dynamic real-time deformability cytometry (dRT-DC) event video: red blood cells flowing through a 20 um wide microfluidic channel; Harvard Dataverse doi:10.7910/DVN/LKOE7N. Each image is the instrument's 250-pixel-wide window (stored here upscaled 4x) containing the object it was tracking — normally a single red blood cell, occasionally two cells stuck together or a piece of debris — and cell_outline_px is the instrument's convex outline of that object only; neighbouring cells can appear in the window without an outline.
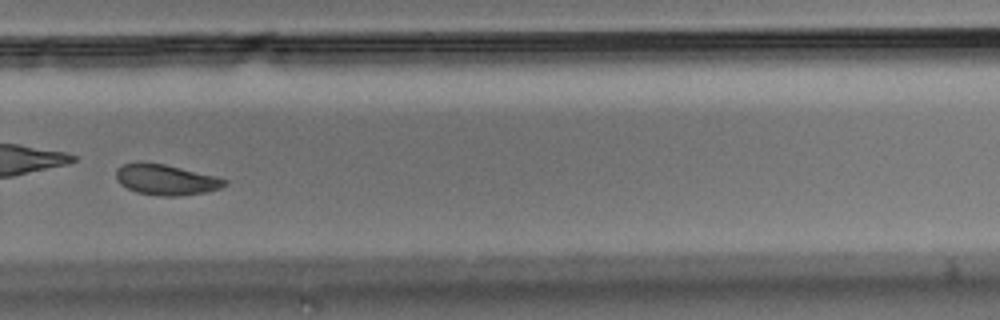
{"species": "Egyptian fruit bat (a non-hibernating species)", "species_latin": "Rousettus aegyptiacus", "temperature_condition": "room temperature", "stored_images_in_passage": 49, "camera_frame_rate_fps": 3000, "um_per_image_px": 0.085, "animal": {"sex": "male"}, "frame": {"image": 1, "passage_image": 35, "time_ms": 11.333, "image_size_px": [1000, 320], "cell_outline_px": [[228, 184], [220, 188], [204, 192], [172, 196], [160, 196], [136, 192], [120, 184], [116, 180], [116, 168], [124, 164], [136, 160], [140, 160], [164, 164], [216, 176], [228, 180]], "centroid_in_image_um": [14.06, 15.24], "position_along_channel_um": 315.7, "area_um2": 19.54}}